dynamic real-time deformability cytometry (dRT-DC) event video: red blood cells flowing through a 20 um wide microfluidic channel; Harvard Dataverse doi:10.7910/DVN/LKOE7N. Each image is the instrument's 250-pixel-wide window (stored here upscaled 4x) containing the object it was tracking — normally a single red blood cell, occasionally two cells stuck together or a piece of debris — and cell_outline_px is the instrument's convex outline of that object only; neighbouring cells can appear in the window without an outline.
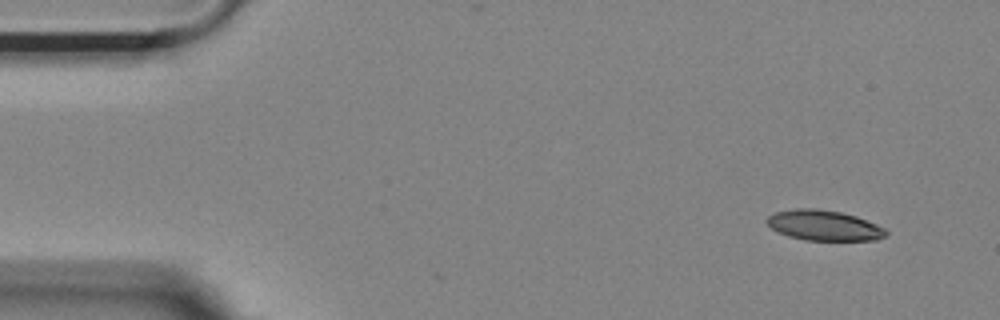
{"species": "Egyptian fruit bat (a non-hibernating species)", "species_latin": "Rousettus aegyptiacus", "temperature_condition": "room temperature", "stored_images_in_passage": 51, "camera_frame_rate_fps": 3000, "um_per_image_px": 0.085, "animal": {"sex": "female"}, "frame": {"image": 1, "passage_image": 1, "time_ms": 0.0, "image_size_px": [1000, 320], "cell_outline_px": [[888, 232], [884, 236], [876, 240], [804, 240], [788, 236], [772, 228], [764, 220], [768, 216], [776, 212], [796, 208], [816, 208], [840, 212], [856, 216], [876, 224], [884, 228]], "centroid_in_image_um": [70.02, 19.15], "position_along_channel_um": 15.0, "area_um2": 20.92}}
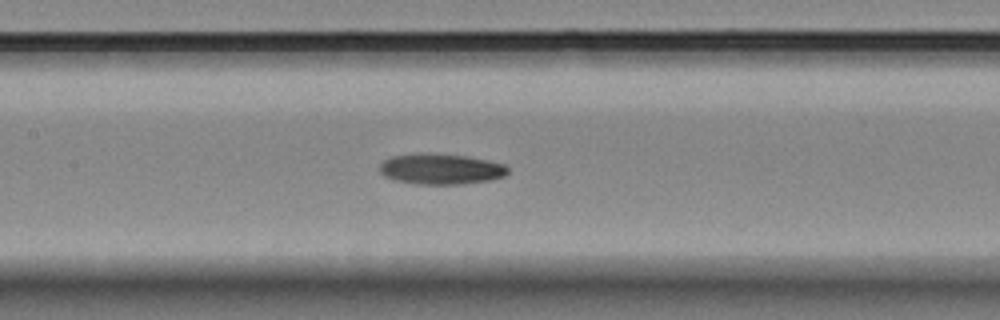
{"frame": {"image": 2, "passage_image": 22, "time_ms": 7.0, "image_size_px": [1000, 320], "cell_outline_px": [[508, 172], [504, 176], [488, 180], [456, 184], [416, 184], [396, 180], [384, 176], [380, 172], [380, 164], [384, 160], [392, 156], [468, 156], [488, 160], [504, 164], [508, 168]], "centroid_in_image_um": [37.51, 14.41], "position_along_channel_um": 169.9, "area_um2": 21.79}}
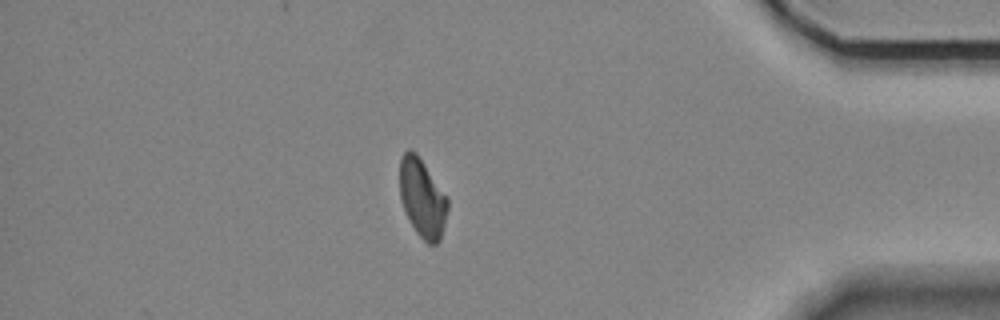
{"frame": {"image": 3, "passage_image": 44, "time_ms": 14.333, "image_size_px": [1000, 320], "cell_outline_px": [[448, 208], [440, 240], [436, 244], [428, 244], [416, 232], [404, 208], [400, 196], [400, 160], [404, 152], [408, 148], [412, 148], [416, 152], [448, 200]], "centroid_in_image_um": [35.88, 16.82], "position_along_channel_um": 399.3, "area_um2": 21.44}}